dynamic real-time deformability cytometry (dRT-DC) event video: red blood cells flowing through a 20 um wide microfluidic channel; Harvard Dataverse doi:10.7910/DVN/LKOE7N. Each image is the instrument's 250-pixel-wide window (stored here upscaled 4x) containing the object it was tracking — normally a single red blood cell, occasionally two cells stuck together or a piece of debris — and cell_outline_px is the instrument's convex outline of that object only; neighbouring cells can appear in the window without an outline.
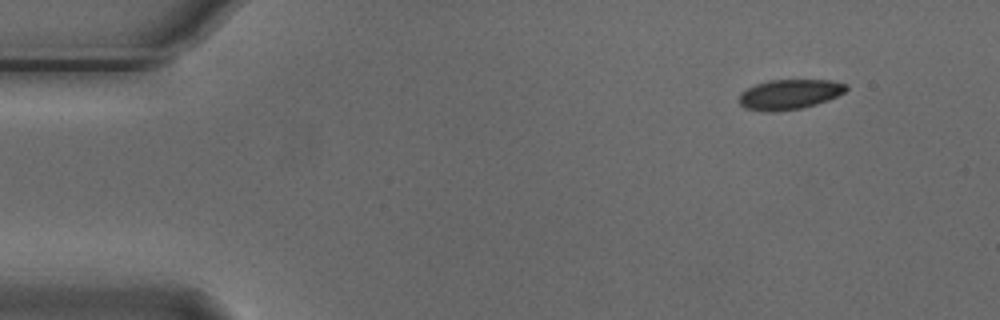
{"species": "Egyptian fruit bat (a non-hibernating species)", "species_latin": "Rousettus aegyptiacus", "temperature_condition": "cold", "stored_images_in_passage": 5, "camera_frame_rate_fps": 3000, "um_per_image_px": 0.085, "animal": {"sex": "male"}, "frame": {"image": 1, "passage_image": 1, "time_ms": 0.0, "image_size_px": [1000, 320], "cell_outline_px": [[848, 88], [844, 92], [828, 100], [816, 104], [800, 108], [772, 112], [764, 112], [744, 108], [740, 104], [740, 92], [756, 84], [768, 80], [832, 80], [848, 84]], "centroid_in_image_um": [67.1, 8.02], "position_along_channel_um": 17.9, "area_um2": 18.73}}
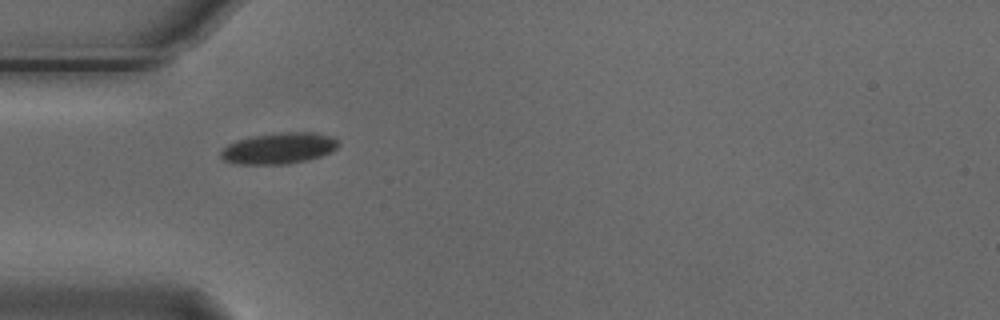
{"frame": {"image": 2, "passage_image": 4, "time_ms": 1.0, "image_size_px": [1000, 320], "cell_outline_px": [[340, 144], [332, 152], [320, 156], [288, 164], [236, 164], [224, 160], [220, 156], [220, 152], [228, 144], [236, 140], [252, 136], [280, 132], [312, 132], [336, 136], [340, 140]], "centroid_in_image_um": [23.75, 12.59], "position_along_channel_um": 61.3, "area_um2": 21.56}}
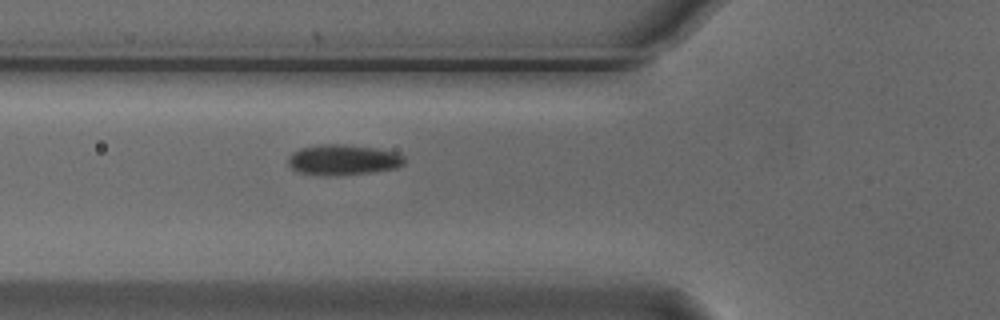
{"frame": {"image": 3, "passage_image": 5, "time_ms": 1.333, "image_size_px": [1000, 320], "cell_outline_px": [[404, 164], [396, 168], [376, 172], [336, 176], [300, 172], [292, 168], [288, 164], [288, 156], [292, 152], [300, 148], [320, 144], [344, 144], [376, 148], [396, 152], [404, 156]], "centroid_in_image_um": [29.18, 13.58], "position_along_channel_um": 96.6, "area_um2": 20.81}}